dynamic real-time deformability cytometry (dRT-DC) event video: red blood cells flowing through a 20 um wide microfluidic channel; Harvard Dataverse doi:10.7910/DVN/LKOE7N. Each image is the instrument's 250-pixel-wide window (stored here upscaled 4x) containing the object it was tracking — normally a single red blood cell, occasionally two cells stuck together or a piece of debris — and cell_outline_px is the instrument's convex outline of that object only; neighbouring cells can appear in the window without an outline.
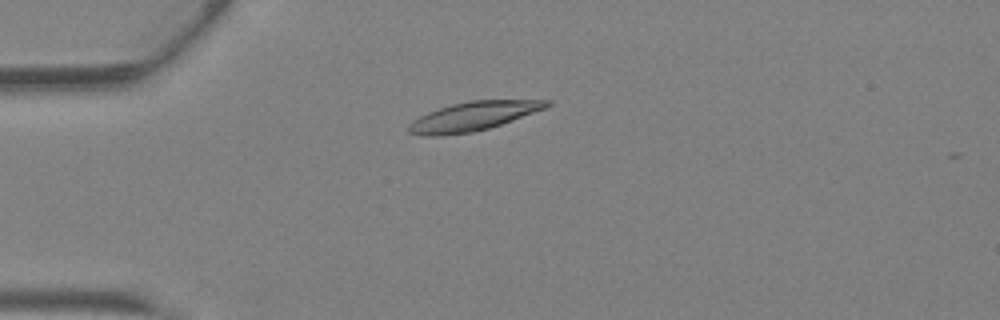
{"species": "Egyptian fruit bat (a non-hibernating species)", "species_latin": "Rousettus aegyptiacus", "temperature_condition": "warm", "stored_images_in_passage": 12, "camera_frame_rate_fps": 3000, "um_per_image_px": 0.085, "animal": {"sex": "female"}, "frame": {"image": 1, "passage_image": 11, "time_ms": 3.333, "image_size_px": [1000, 320], "cell_outline_px": [[552, 104], [544, 108], [512, 120], [488, 128], [472, 132], [440, 136], [424, 136], [408, 132], [408, 124], [412, 120], [428, 112], [452, 104], [468, 100], [552, 100]], "centroid_in_image_um": [40.17, 9.88], "position_along_channel_um": 44.8, "area_um2": 23.06}}